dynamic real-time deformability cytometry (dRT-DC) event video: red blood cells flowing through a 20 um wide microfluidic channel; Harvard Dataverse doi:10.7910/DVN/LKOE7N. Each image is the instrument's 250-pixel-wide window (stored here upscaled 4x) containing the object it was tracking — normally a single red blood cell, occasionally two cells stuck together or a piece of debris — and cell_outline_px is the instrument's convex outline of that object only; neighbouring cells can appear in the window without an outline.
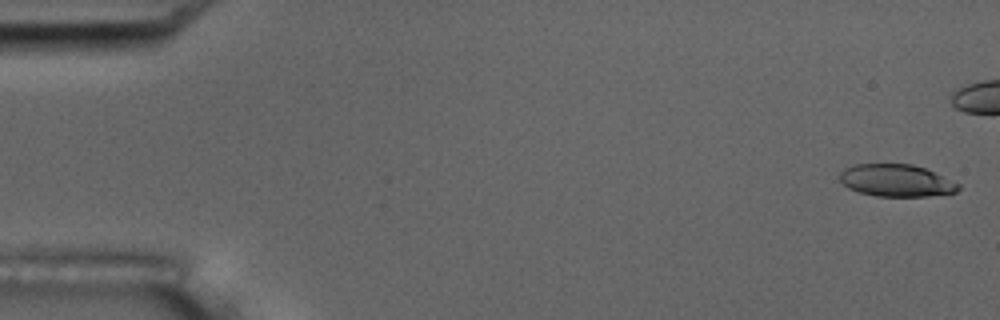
{"species": "common noctule bat (a hibernating species)", "species_latin": "Nyctalus noctula", "temperature_condition": "room temperature", "stored_images_in_passage": 45, "camera_frame_rate_fps": 3000, "um_per_image_px": 0.085, "animal": {"sex": "male", "body_mass_g": 17.5, "forearm_length_mm": 52.3}, "frame": {"image": 1, "passage_image": 2, "time_ms": 0.333, "image_size_px": [1000, 320], "cell_outline_px": [[960, 188], [956, 192], [928, 196], [876, 196], [860, 192], [848, 188], [840, 180], [840, 172], [844, 168], [856, 164], [912, 164], [924, 168], [960, 184]], "centroid_in_image_um": [76.17, 15.34], "position_along_channel_um": 8.8, "area_um2": 22.08}}
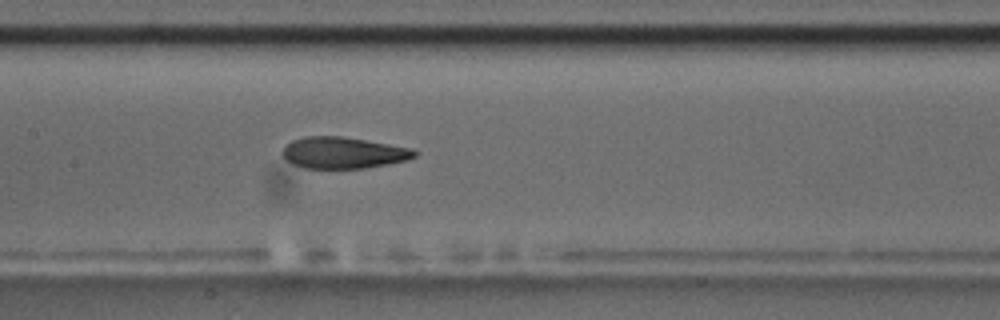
{"frame": {"image": 2, "passage_image": 27, "time_ms": 8.667, "image_size_px": [1000, 320], "cell_outline_px": [[416, 156], [408, 160], [388, 164], [364, 168], [304, 168], [292, 164], [280, 152], [292, 140], [304, 136], [340, 136], [412, 148], [416, 152]], "centroid_in_image_um": [29.17, 12.99], "position_along_channel_um": 178.2, "area_um2": 24.04}}